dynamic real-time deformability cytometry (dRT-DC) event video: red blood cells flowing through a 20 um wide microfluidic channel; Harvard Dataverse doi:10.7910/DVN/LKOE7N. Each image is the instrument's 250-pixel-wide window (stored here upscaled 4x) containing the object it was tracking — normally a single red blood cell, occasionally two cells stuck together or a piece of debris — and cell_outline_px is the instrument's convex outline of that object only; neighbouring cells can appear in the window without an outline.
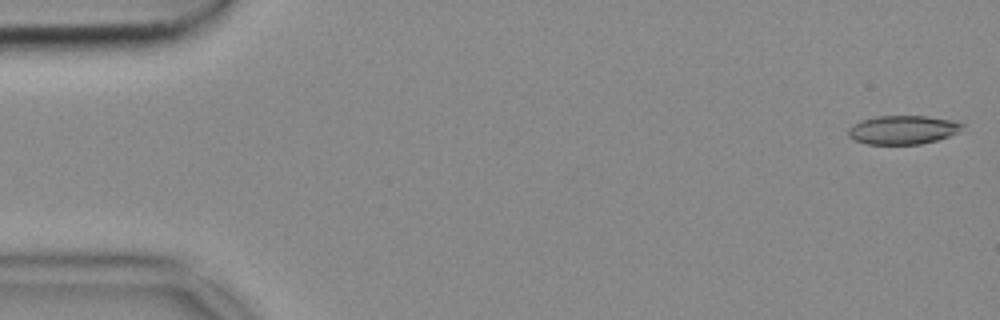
{"species": "common noctule bat (a hibernating species)", "species_latin": "Nyctalus noctula", "temperature_condition": "cold", "stored_images_in_passage": 52, "camera_frame_rate_fps": 3000, "um_per_image_px": 0.085, "animal": {"sex": "female", "body_mass_g": 18.4}, "frame": {"image": 1, "passage_image": 1, "time_ms": 0.0, "image_size_px": [1000, 320], "cell_outline_px": [[964, 124], [960, 132], [936, 140], [920, 144], [868, 144], [856, 140], [848, 136], [848, 128], [852, 124], [860, 120], [876, 116], [928, 116], [956, 120]], "centroid_in_image_um": [76.75, 11.02], "position_along_channel_um": 8.2, "area_um2": 19.25}}
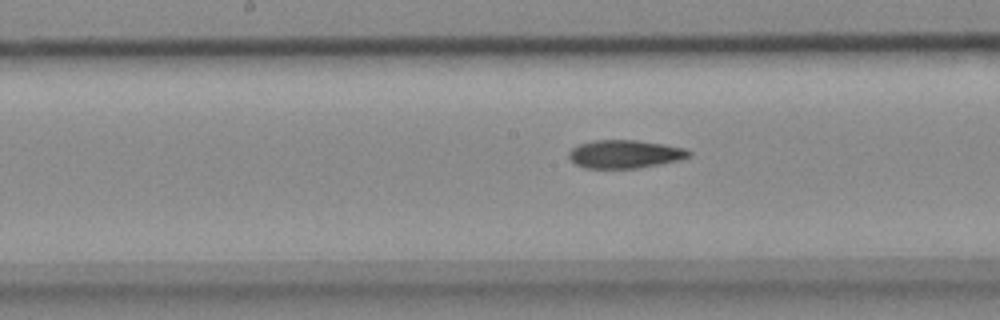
{"frame": {"image": 2, "passage_image": 26, "time_ms": 8.333, "image_size_px": [1000, 320], "cell_outline_px": [[692, 156], [680, 160], [660, 164], [636, 168], [584, 168], [576, 164], [568, 156], [568, 152], [576, 144], [592, 140], [636, 140], [664, 144], [688, 148], [692, 152]], "centroid_in_image_um": [53.14, 13.09], "position_along_channel_um": 195.1, "area_um2": 20.0}}
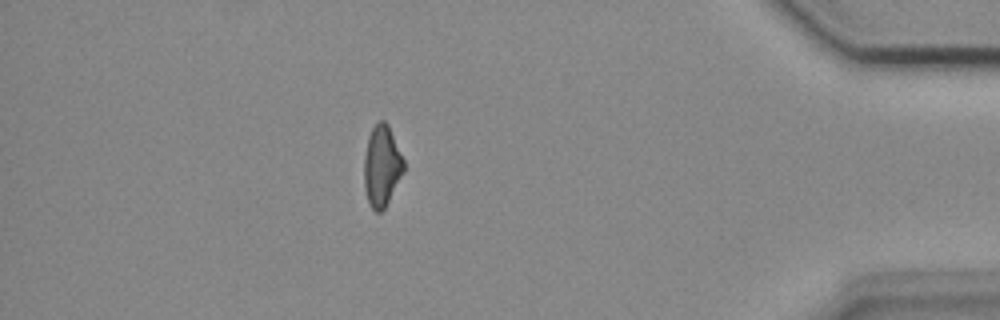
{"frame": {"image": 3, "passage_image": 46, "time_ms": 15.0, "image_size_px": [1000, 320], "cell_outline_px": [[404, 172], [384, 208], [380, 212], [376, 212], [368, 204], [364, 188], [364, 156], [368, 136], [372, 128], [380, 120], [384, 120], [388, 124], [404, 160]], "centroid_in_image_um": [32.44, 14.11], "position_along_channel_um": 402.8, "area_um2": 18.73}}